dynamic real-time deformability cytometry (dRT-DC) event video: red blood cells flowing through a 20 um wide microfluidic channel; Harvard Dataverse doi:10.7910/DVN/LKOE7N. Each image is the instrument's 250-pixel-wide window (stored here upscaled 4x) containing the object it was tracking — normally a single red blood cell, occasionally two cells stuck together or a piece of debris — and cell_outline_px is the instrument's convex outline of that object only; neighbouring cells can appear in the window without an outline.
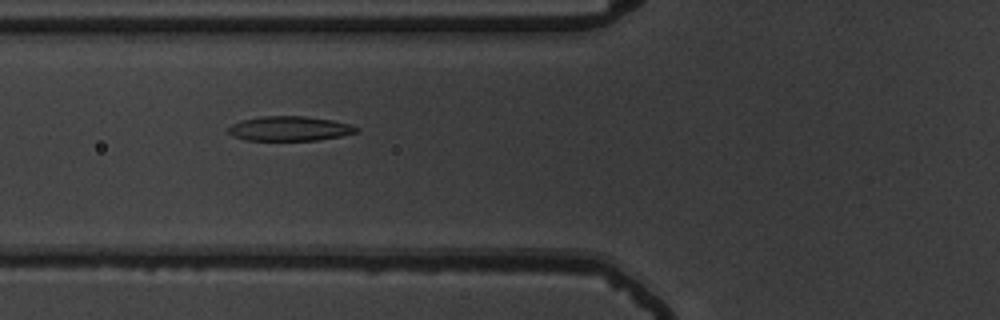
{"species": "common noctule bat (a hibernating species)", "species_latin": "Nyctalus noctula", "temperature_condition": "warm", "stored_images_in_passage": 41, "camera_frame_rate_fps": 3000, "um_per_image_px": 0.085, "animal": {"sex": "male", "body_mass_g": 19.5, "forearm_length_mm": 54.6}, "frame": {"image": 1, "passage_image": 7, "time_ms": 2.0, "image_size_px": [1000, 320], "cell_outline_px": [[360, 132], [340, 136], [316, 140], [244, 140], [232, 136], [228, 132], [228, 128], [232, 124], [240, 120], [260, 116], [304, 116], [332, 120], [352, 124], [360, 128]], "centroid_in_image_um": [24.63, 10.92], "position_along_channel_um": 101.2, "area_um2": 18.55}}
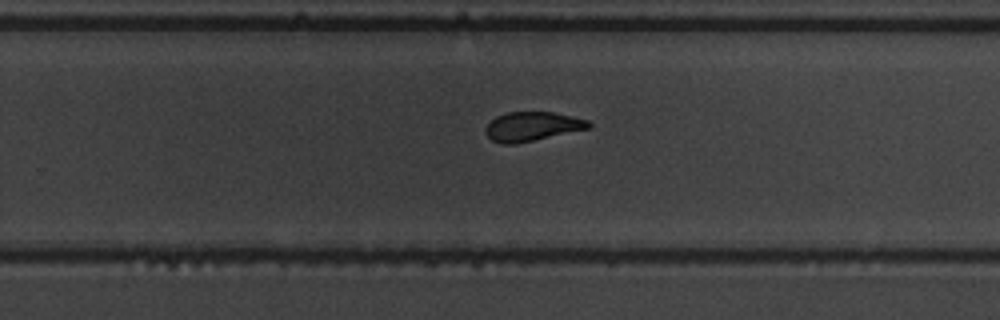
{"frame": {"image": 2, "passage_image": 22, "time_ms": 7.0, "image_size_px": [1000, 320], "cell_outline_px": [[592, 128], [516, 144], [500, 144], [492, 140], [484, 132], [484, 128], [496, 116], [508, 112], [552, 112], [588, 120], [592, 124]], "centroid_in_image_um": [45.23, 10.76], "position_along_channel_um": 284.6, "area_um2": 17.63}}
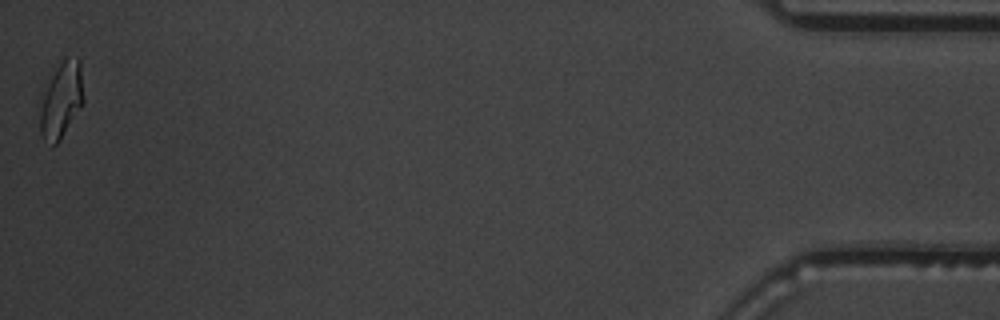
{"frame": {"image": 3, "passage_image": 41, "time_ms": 13.333, "image_size_px": [1000, 320], "cell_outline_px": [[84, 104], [60, 140], [52, 148], [44, 140], [40, 132], [36, 104], [40, 92], [64, 56], [76, 56], [80, 60], [84, 96]], "centroid_in_image_um": [5.15, 8.51], "position_along_channel_um": 430.1, "area_um2": 20.69}, "authors_computed_cell_mechanics": {"area_um2": 18.207, "velocity_mm_per_s": 3.6774, "shape_relaxation_time_tau1_ms": 5.0243, "shape_relaxation_time_tau2_ms": 2.5925, "deformation_change_tau1": 0.1722, "deformation_change_tau2": 0.1048}}